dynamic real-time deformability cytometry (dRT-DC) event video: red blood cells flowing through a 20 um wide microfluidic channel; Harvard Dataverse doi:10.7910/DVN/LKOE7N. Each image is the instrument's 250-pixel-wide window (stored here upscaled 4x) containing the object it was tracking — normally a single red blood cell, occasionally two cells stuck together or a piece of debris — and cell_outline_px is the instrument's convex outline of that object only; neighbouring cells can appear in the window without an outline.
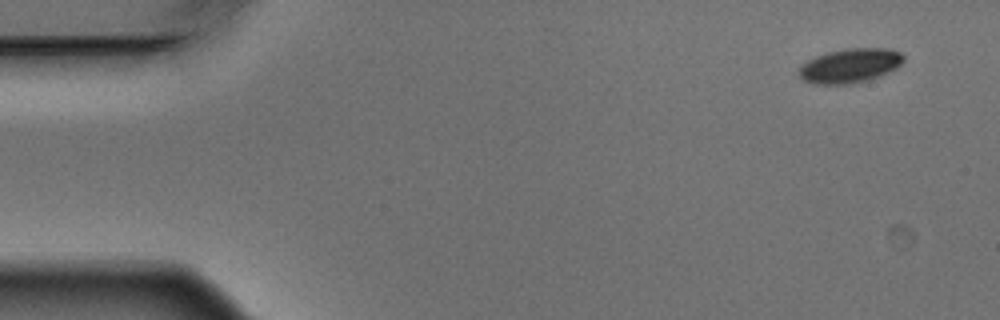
{"species": "Egyptian fruit bat (a non-hibernating species)", "species_latin": "Rousettus aegyptiacus", "temperature_condition": "warm", "stored_images_in_passage": 4, "camera_frame_rate_fps": 3000, "um_per_image_px": 0.085, "animal": {"sex": "male"}, "frame": {"image": 1, "passage_image": 1, "time_ms": 0.0, "image_size_px": [1000, 320], "cell_outline_px": [[904, 60], [896, 68], [880, 76], [868, 80], [848, 84], [812, 84], [804, 80], [800, 76], [800, 68], [808, 60], [816, 56], [828, 52], [844, 48], [892, 48], [900, 52], [904, 56]], "centroid_in_image_um": [72.28, 5.57], "position_along_channel_um": 12.7, "area_um2": 20.87}}
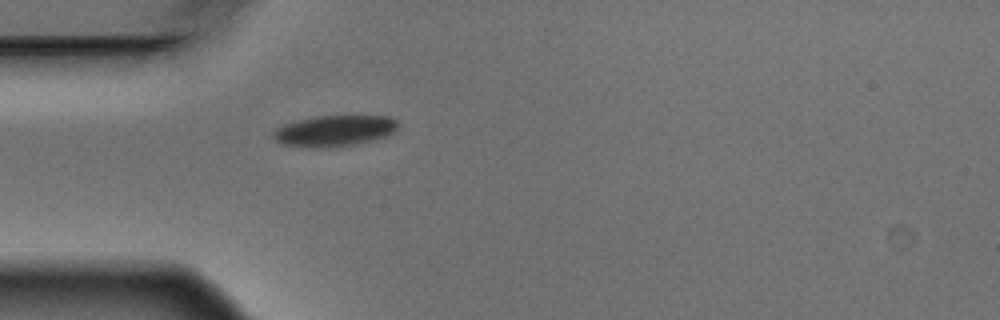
{"frame": {"image": 2, "passage_image": 4, "time_ms": 1.0, "image_size_px": [1000, 320], "cell_outline_px": [[396, 128], [388, 136], [356, 144], [336, 148], [308, 148], [284, 144], [276, 140], [272, 136], [272, 132], [276, 128], [284, 124], [296, 120], [316, 116], [388, 116], [396, 120]], "centroid_in_image_um": [28.38, 11.13], "position_along_channel_um": 56.6, "area_um2": 22.72}}